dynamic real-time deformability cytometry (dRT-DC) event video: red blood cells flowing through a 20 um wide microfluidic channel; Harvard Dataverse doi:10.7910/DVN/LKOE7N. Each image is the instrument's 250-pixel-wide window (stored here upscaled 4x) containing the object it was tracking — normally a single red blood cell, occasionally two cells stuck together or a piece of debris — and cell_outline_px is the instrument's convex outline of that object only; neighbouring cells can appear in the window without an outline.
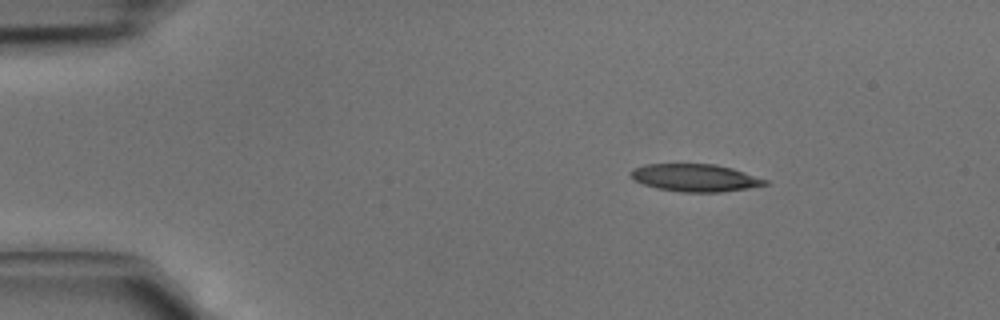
{"species": "common noctule bat (a hibernating species)", "species_latin": "Nyctalus noctula", "temperature_condition": "cold", "stored_images_in_passage": 3, "camera_frame_rate_fps": 3000, "um_per_image_px": 0.085, "animal": {"sex": "male", "body_mass_g": 15.6}, "frame": {"image": 1, "passage_image": 1, "time_ms": 0.0, "image_size_px": [1000, 320], "cell_outline_px": [[768, 184], [748, 188], [720, 192], [680, 192], [656, 188], [632, 180], [628, 176], [628, 172], [632, 168], [644, 164], [712, 164], [732, 168], [768, 180]], "centroid_in_image_um": [59.01, 15.11], "position_along_channel_um": 26.0, "area_um2": 21.68}}
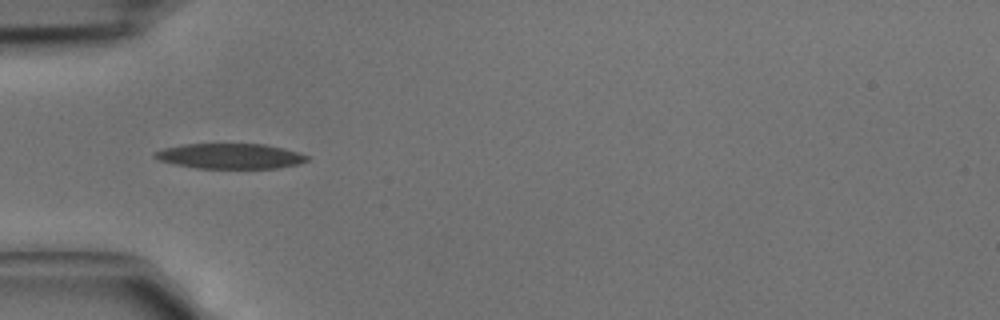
{"frame": {"image": 2, "passage_image": 3, "time_ms": 0.667, "image_size_px": [1000, 320], "cell_outline_px": [[308, 160], [300, 164], [276, 168], [196, 168], [176, 164], [160, 160], [152, 156], [152, 152], [164, 148], [184, 144], [264, 144], [284, 148], [308, 156]], "centroid_in_image_um": [19.55, 13.27], "position_along_channel_um": 65.5, "area_um2": 22.31}}